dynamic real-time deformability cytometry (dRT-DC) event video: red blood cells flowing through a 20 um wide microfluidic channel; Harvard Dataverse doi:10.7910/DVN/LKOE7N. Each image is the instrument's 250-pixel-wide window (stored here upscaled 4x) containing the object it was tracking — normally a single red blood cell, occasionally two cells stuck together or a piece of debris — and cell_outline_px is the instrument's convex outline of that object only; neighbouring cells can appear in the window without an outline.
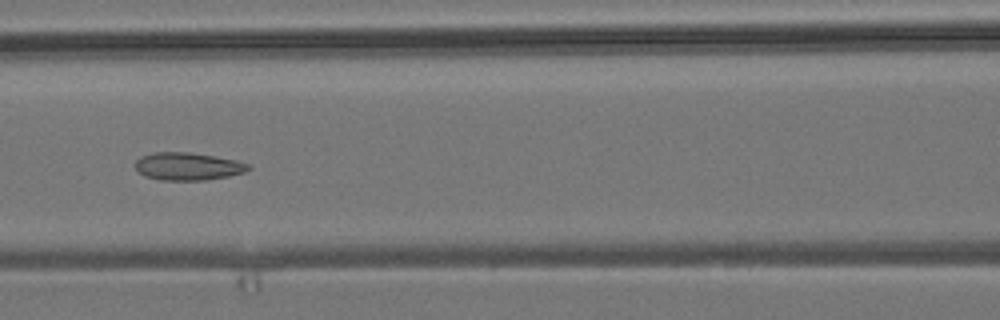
{"species": "common noctule bat (a hibernating species)", "species_latin": "Nyctalus noctula", "temperature_condition": "room temperature", "stored_images_in_passage": 7, "camera_frame_rate_fps": 3000, "um_per_image_px": 0.085, "animal": {"sex": "male", "body_mass_g": 19.2, "forearm_length_mm": 51.8}, "frame": {"image": 1, "passage_image": 7, "time_ms": 6.667, "image_size_px": [1000, 320], "cell_outline_px": [[252, 168], [244, 172], [228, 176], [204, 180], [160, 180], [144, 176], [132, 164], [140, 156], [152, 152], [188, 152], [236, 160], [248, 164]], "centroid_in_image_um": [15.91, 14.14], "position_along_channel_um": 150.7, "area_um2": 18.26}}